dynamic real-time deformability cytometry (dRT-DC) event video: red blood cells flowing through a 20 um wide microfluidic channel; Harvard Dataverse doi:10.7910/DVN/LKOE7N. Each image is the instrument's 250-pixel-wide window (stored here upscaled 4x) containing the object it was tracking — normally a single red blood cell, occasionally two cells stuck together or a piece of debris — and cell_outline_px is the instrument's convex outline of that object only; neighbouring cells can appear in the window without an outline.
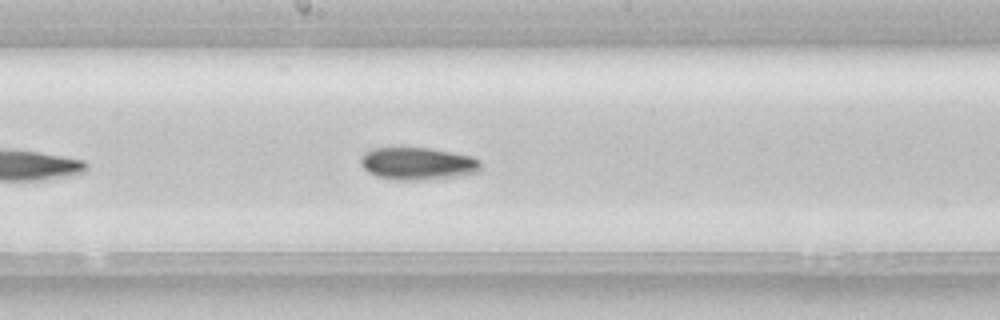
{"species": "common noctule bat (a hibernating species)", "species_latin": "Nyctalus noctula", "temperature_condition": "room temperature", "stored_images_in_passage": 26, "camera_frame_rate_fps": 3000, "um_per_image_px": 0.085, "animal": {"sex": "female", "body_mass_g": 22.7, "forearm_length_mm": 54.2}, "frame": {"image": 1, "passage_image": 15, "time_ms": 4.667, "image_size_px": [1000, 320], "cell_outline_px": [[480, 168], [476, 172], [452, 176], [416, 180], [400, 180], [376, 176], [368, 172], [360, 164], [360, 156], [364, 152], [372, 148], [428, 148], [472, 156], [480, 160]], "centroid_in_image_um": [35.44, 13.89], "position_along_channel_um": 212.8, "area_um2": 22.37}}
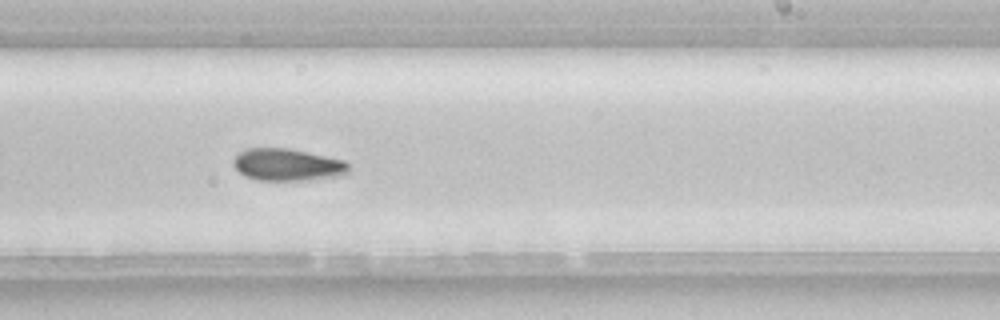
{"frame": {"image": 2, "passage_image": 19, "time_ms": 6.0, "image_size_px": [1000, 320], "cell_outline_px": [[348, 172], [336, 176], [300, 180], [256, 180], [244, 176], [232, 164], [232, 160], [244, 148], [288, 148], [308, 152], [344, 160], [348, 164]], "centroid_in_image_um": [24.37, 13.99], "position_along_channel_um": 264.6, "area_um2": 21.44}}